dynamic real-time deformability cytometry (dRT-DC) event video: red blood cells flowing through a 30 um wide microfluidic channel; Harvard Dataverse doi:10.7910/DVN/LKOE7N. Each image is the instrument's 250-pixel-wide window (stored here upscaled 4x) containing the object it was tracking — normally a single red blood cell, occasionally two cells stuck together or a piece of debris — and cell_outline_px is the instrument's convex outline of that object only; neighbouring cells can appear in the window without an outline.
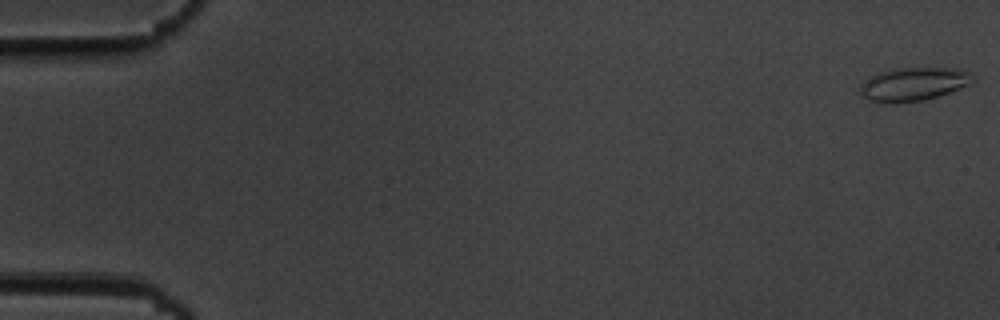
{"species": "common noctule bat (a hibernating species)", "species_latin": "Nyctalus noctula", "temperature_condition": "cold", "stored_images_in_passage": 55, "camera_frame_rate_fps": 3000, "um_per_image_px": 0.085, "animal": {"sex": "male", "body_mass_g": 19.5, "forearm_length_mm": 54.6}, "frame": {"image": 1, "passage_image": 1, "time_ms": 0.0, "image_size_px": [1000, 320], "cell_outline_px": [[976, 80], [968, 84], [948, 92], [924, 100], [896, 104], [868, 100], [860, 92], [860, 84], [872, 76], [880, 72], [892, 68], [948, 68], [972, 72]], "centroid_in_image_um": [77.63, 7.15], "position_along_channel_um": 7.4, "area_um2": 21.79}}
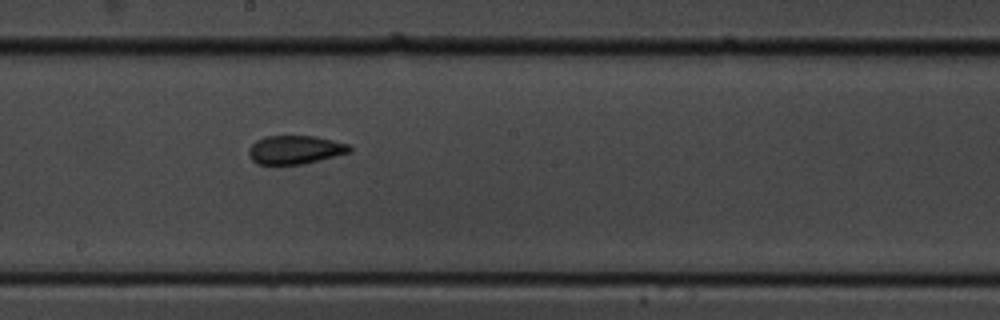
{"frame": {"image": 2, "passage_image": 31, "time_ms": 10.0, "image_size_px": [1000, 320], "cell_outline_px": [[352, 152], [300, 164], [256, 164], [252, 160], [248, 152], [248, 148], [256, 140], [264, 136], [316, 136], [352, 144]], "centroid_in_image_um": [25.11, 12.71], "position_along_channel_um": 223.1, "area_um2": 16.88}}
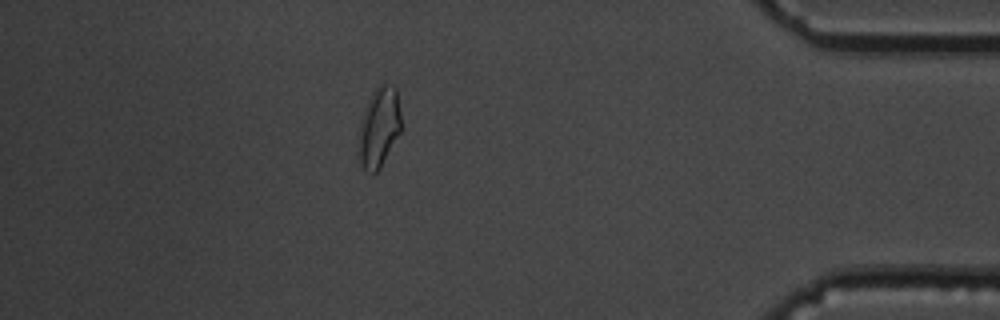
{"frame": {"image": 3, "passage_image": 49, "time_ms": 16.0, "image_size_px": [1000, 320], "cell_outline_px": [[400, 132], [380, 168], [376, 172], [372, 172], [364, 168], [356, 152], [360, 120], [372, 92], [380, 80], [396, 88], [400, 112]], "centroid_in_image_um": [32.19, 10.78], "position_along_channel_um": 403.0, "area_um2": 19.94}, "authors_computed_cell_mechanics": {"area_um2": 17.5712, "velocity_mm_per_s": 3.6512, "shape_relaxation_time_tau1_ms": 9.9846, "shape_relaxation_time_tau2_ms": 1.4691, "deformation_change_tau1": 0.1944, "deformation_change_tau2": 0.0722}}